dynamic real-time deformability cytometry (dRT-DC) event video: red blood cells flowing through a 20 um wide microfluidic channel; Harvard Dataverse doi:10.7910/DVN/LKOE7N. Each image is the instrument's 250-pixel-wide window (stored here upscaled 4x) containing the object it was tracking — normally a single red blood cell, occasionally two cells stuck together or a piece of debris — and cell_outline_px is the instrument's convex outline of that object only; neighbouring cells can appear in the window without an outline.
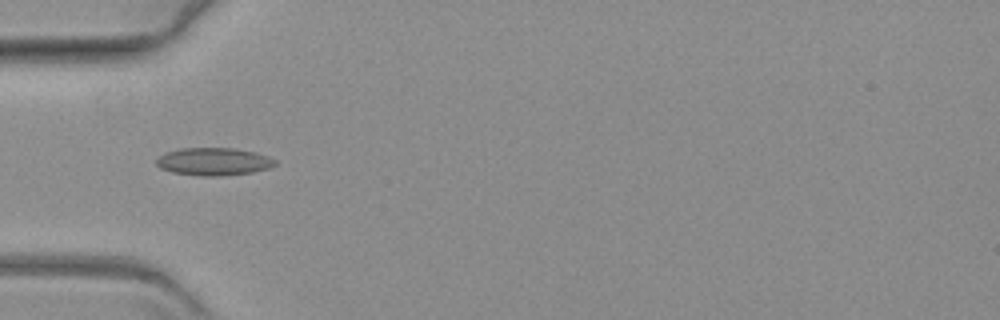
{"species": "common noctule bat (a hibernating species)", "species_latin": "Nyctalus noctula", "temperature_condition": "warm", "stored_images_in_passage": 42, "camera_frame_rate_fps": 3000, "um_per_image_px": 0.085, "animal": {"sex": "female", "body_mass_g": 19.3, "forearm_length_mm": 54.1}, "frame": {"image": 1, "passage_image": 1, "time_ms": 0.0, "image_size_px": [1000, 320], "cell_outline_px": [[276, 164], [268, 168], [252, 172], [224, 176], [200, 176], [172, 172], [160, 168], [156, 164], [156, 160], [164, 152], [180, 148], [232, 148], [256, 152], [268, 156], [276, 160]], "centroid_in_image_um": [18.15, 13.73], "position_along_channel_um": 66.9, "area_um2": 19.25}}
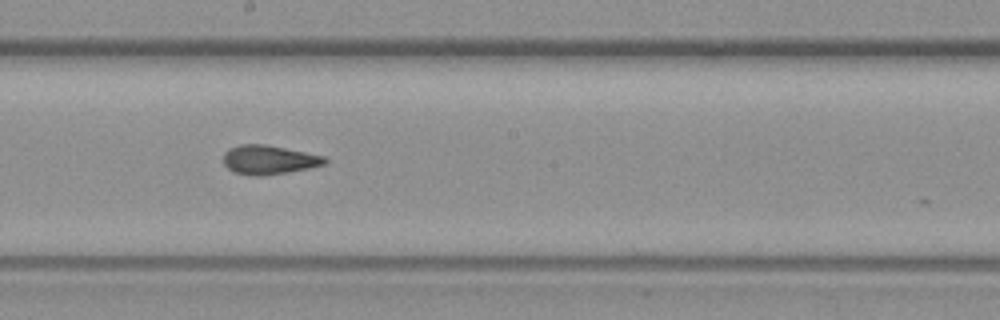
{"frame": {"image": 2, "passage_image": 15, "time_ms": 4.667, "image_size_px": [1000, 320], "cell_outline_px": [[328, 160], [324, 164], [308, 168], [288, 172], [264, 176], [252, 176], [232, 172], [224, 164], [224, 152], [240, 144], [268, 144], [324, 156]], "centroid_in_image_um": [22.84, 13.58], "position_along_channel_um": 225.4, "area_um2": 17.22}}
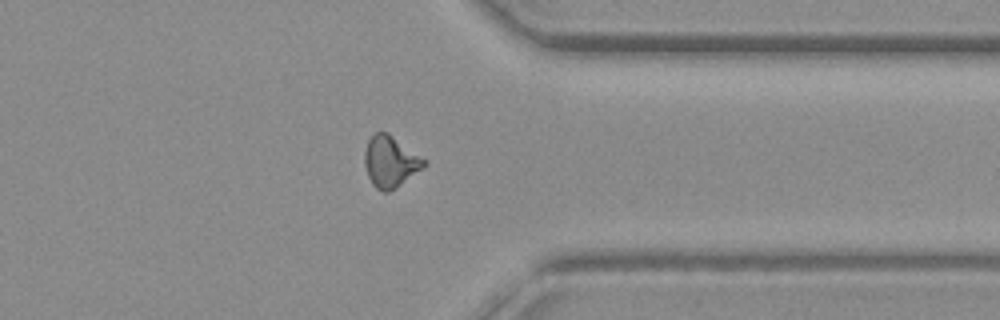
{"frame": {"image": 3, "passage_image": 29, "time_ms": 9.333, "image_size_px": [1000, 320], "cell_outline_px": [[428, 164], [396, 188], [388, 192], [384, 192], [376, 188], [372, 184], [368, 176], [364, 164], [364, 152], [368, 140], [376, 132], [388, 132], [428, 160]], "centroid_in_image_um": [33.2, 13.73], "position_along_channel_um": 378.2, "area_um2": 17.98}}